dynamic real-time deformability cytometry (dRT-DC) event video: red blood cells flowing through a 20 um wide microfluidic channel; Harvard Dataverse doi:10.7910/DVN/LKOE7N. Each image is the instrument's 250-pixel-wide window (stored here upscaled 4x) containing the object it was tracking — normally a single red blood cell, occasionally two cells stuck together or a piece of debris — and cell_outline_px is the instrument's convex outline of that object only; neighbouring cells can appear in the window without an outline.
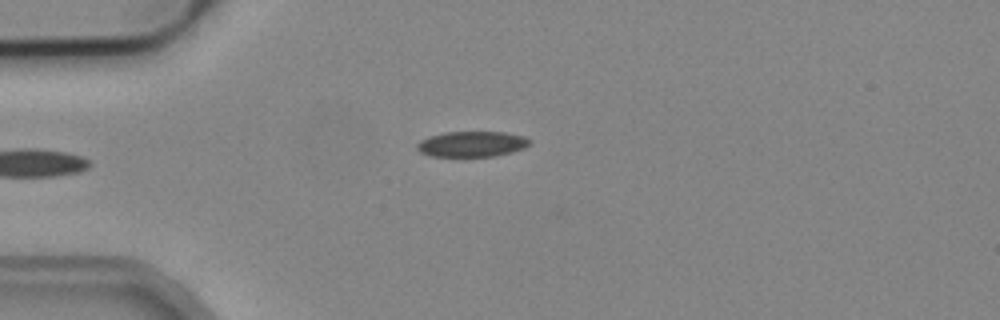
{"species": "common noctule bat (a hibernating species)", "species_latin": "Nyctalus noctula", "temperature_condition": "cold", "stored_images_in_passage": 2, "camera_frame_rate_fps": 3000, "um_per_image_px": 0.085, "animal": {"sex": "male", "body_mass_g": 19.2, "forearm_length_mm": 51.8}, "frame": {"image": 1, "passage_image": 2, "time_ms": 0.333, "image_size_px": [1000, 320], "cell_outline_px": [[532, 140], [524, 148], [512, 152], [496, 156], [432, 156], [420, 152], [416, 148], [416, 144], [420, 140], [428, 136], [444, 132], [504, 132], [524, 136]], "centroid_in_image_um": [40.1, 12.24], "position_along_channel_um": 44.9, "area_um2": 16.82}}